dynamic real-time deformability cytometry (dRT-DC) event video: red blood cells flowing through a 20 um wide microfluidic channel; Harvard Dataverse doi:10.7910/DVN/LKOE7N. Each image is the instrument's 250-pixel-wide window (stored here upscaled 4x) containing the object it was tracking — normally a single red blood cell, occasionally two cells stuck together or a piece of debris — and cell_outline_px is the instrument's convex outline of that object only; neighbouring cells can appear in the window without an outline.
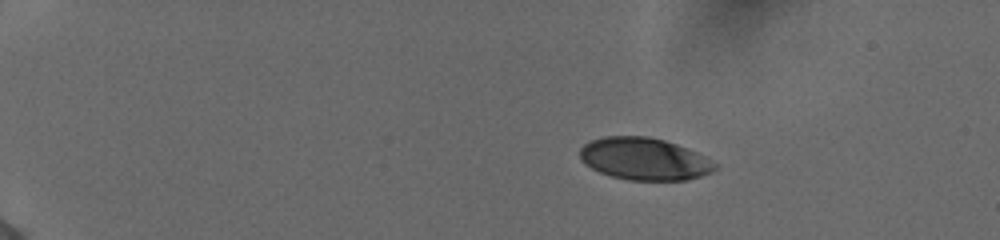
{"species": "human", "species_latin": "Homo sapiens", "temperature_condition": "cold", "stored_images_in_passage": 46, "camera_frame_rate_fps": 3000, "um_per_image_px": 0.085, "donor": {"sex": "female"}, "frame": {"image": 1, "passage_image": 1, "time_ms": 0.0, "image_size_px": [1000, 240], "cell_outline_px": [[720, 168], [712, 172], [700, 176], [684, 180], [628, 180], [612, 176], [600, 172], [584, 164], [580, 156], [580, 148], [584, 144], [592, 140], [604, 136], [648, 136], [664, 140], [688, 148], [720, 164]], "centroid_in_image_um": [54.8, 13.51], "position_along_channel_um": 30.2, "area_um2": 33.41}}
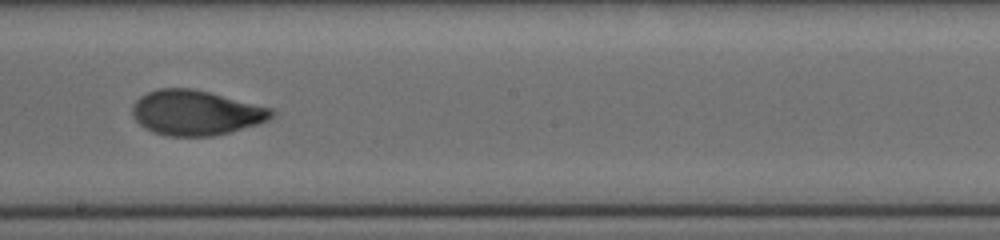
{"frame": {"image": 2, "passage_image": 25, "time_ms": 8.0, "image_size_px": [1000, 240], "cell_outline_px": [[276, 112], [268, 120], [256, 124], [228, 132], [212, 136], [168, 136], [144, 128], [132, 116], [132, 108], [136, 100], [140, 96], [156, 88], [192, 88], [272, 108]], "centroid_in_image_um": [16.62, 9.57], "position_along_channel_um": 231.6, "area_um2": 36.18}}
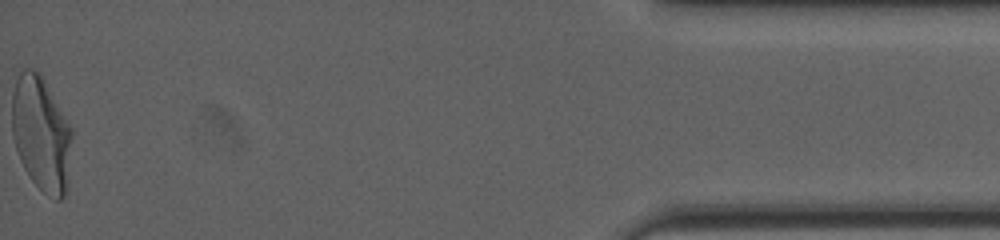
{"frame": {"image": 3, "passage_image": 46, "time_ms": 15.0, "image_size_px": [1000, 240], "cell_outline_px": [[72, 136], [68, 188], [64, 196], [60, 200], [56, 200], [48, 196], [32, 180], [24, 168], [20, 160], [12, 136], [12, 96], [16, 80], [20, 72], [24, 68], [32, 68], [40, 72], [72, 128]], "centroid_in_image_um": [3.51, 11.38], "position_along_channel_um": 431.7, "area_um2": 40.4}, "authors_computed_cell_mechanics": {"area_um2": 36.4429, "velocity_mm_per_s": 3.8787, "shape_relaxation_time_tau1_ms": 4.0716, "shape_relaxation_time_tau2_ms": 1.0037, "deformation_change_tau1": 0.1701, "deformation_change_tau2": 0.056}}